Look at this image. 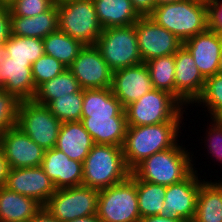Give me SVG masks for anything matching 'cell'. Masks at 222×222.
<instances>
[{"mask_svg":"<svg viewBox=\"0 0 222 222\" xmlns=\"http://www.w3.org/2000/svg\"><path fill=\"white\" fill-rule=\"evenodd\" d=\"M16 0H0V6L9 7L11 6Z\"/></svg>","mask_w":222,"mask_h":222,"instance_id":"c3c4849f","label":"cell"},{"mask_svg":"<svg viewBox=\"0 0 222 222\" xmlns=\"http://www.w3.org/2000/svg\"><path fill=\"white\" fill-rule=\"evenodd\" d=\"M177 1H181V0H155V4L156 6L162 5V4H167V3H174Z\"/></svg>","mask_w":222,"mask_h":222,"instance_id":"7dc6e473","label":"cell"},{"mask_svg":"<svg viewBox=\"0 0 222 222\" xmlns=\"http://www.w3.org/2000/svg\"><path fill=\"white\" fill-rule=\"evenodd\" d=\"M218 74L222 75V51H221V56L219 60Z\"/></svg>","mask_w":222,"mask_h":222,"instance_id":"681fc988","label":"cell"},{"mask_svg":"<svg viewBox=\"0 0 222 222\" xmlns=\"http://www.w3.org/2000/svg\"><path fill=\"white\" fill-rule=\"evenodd\" d=\"M68 69L82 89L111 88L113 71L95 45H84Z\"/></svg>","mask_w":222,"mask_h":222,"instance_id":"4fadbf2b","label":"cell"},{"mask_svg":"<svg viewBox=\"0 0 222 222\" xmlns=\"http://www.w3.org/2000/svg\"><path fill=\"white\" fill-rule=\"evenodd\" d=\"M81 122L94 144L122 147L128 127L126 117H81Z\"/></svg>","mask_w":222,"mask_h":222,"instance_id":"44dd1931","label":"cell"},{"mask_svg":"<svg viewBox=\"0 0 222 222\" xmlns=\"http://www.w3.org/2000/svg\"><path fill=\"white\" fill-rule=\"evenodd\" d=\"M10 27L12 35L44 39L58 30L57 2L33 17L10 16Z\"/></svg>","mask_w":222,"mask_h":222,"instance_id":"603a6c76","label":"cell"},{"mask_svg":"<svg viewBox=\"0 0 222 222\" xmlns=\"http://www.w3.org/2000/svg\"><path fill=\"white\" fill-rule=\"evenodd\" d=\"M153 89L145 63L113 71L111 91L125 109Z\"/></svg>","mask_w":222,"mask_h":222,"instance_id":"e0dca14e","label":"cell"},{"mask_svg":"<svg viewBox=\"0 0 222 222\" xmlns=\"http://www.w3.org/2000/svg\"><path fill=\"white\" fill-rule=\"evenodd\" d=\"M137 42L143 63L175 54L183 43L170 31L157 25L149 16L136 22Z\"/></svg>","mask_w":222,"mask_h":222,"instance_id":"7c38bea8","label":"cell"},{"mask_svg":"<svg viewBox=\"0 0 222 222\" xmlns=\"http://www.w3.org/2000/svg\"><path fill=\"white\" fill-rule=\"evenodd\" d=\"M41 167L56 189L82 185L83 163L69 159L55 147L45 150Z\"/></svg>","mask_w":222,"mask_h":222,"instance_id":"d6986e66","label":"cell"},{"mask_svg":"<svg viewBox=\"0 0 222 222\" xmlns=\"http://www.w3.org/2000/svg\"><path fill=\"white\" fill-rule=\"evenodd\" d=\"M197 1L206 2V3H208V4L211 2V0H197Z\"/></svg>","mask_w":222,"mask_h":222,"instance_id":"f907efd6","label":"cell"},{"mask_svg":"<svg viewBox=\"0 0 222 222\" xmlns=\"http://www.w3.org/2000/svg\"><path fill=\"white\" fill-rule=\"evenodd\" d=\"M28 222H61L57 218H54L44 207L28 221Z\"/></svg>","mask_w":222,"mask_h":222,"instance_id":"b9f144b4","label":"cell"},{"mask_svg":"<svg viewBox=\"0 0 222 222\" xmlns=\"http://www.w3.org/2000/svg\"><path fill=\"white\" fill-rule=\"evenodd\" d=\"M5 187L11 191L34 199L42 207L56 191L53 182L45 174L41 166L10 168Z\"/></svg>","mask_w":222,"mask_h":222,"instance_id":"2e32d148","label":"cell"},{"mask_svg":"<svg viewBox=\"0 0 222 222\" xmlns=\"http://www.w3.org/2000/svg\"><path fill=\"white\" fill-rule=\"evenodd\" d=\"M139 222H184V221L177 217H164L162 215H152L141 218Z\"/></svg>","mask_w":222,"mask_h":222,"instance_id":"ee69618b","label":"cell"},{"mask_svg":"<svg viewBox=\"0 0 222 222\" xmlns=\"http://www.w3.org/2000/svg\"><path fill=\"white\" fill-rule=\"evenodd\" d=\"M209 7V28L222 35V0H211Z\"/></svg>","mask_w":222,"mask_h":222,"instance_id":"f35d334b","label":"cell"},{"mask_svg":"<svg viewBox=\"0 0 222 222\" xmlns=\"http://www.w3.org/2000/svg\"><path fill=\"white\" fill-rule=\"evenodd\" d=\"M9 169V165L4 158L3 151L0 146V187L5 186Z\"/></svg>","mask_w":222,"mask_h":222,"instance_id":"7bdbcfd3","label":"cell"},{"mask_svg":"<svg viewBox=\"0 0 222 222\" xmlns=\"http://www.w3.org/2000/svg\"><path fill=\"white\" fill-rule=\"evenodd\" d=\"M196 169L197 167L182 181L166 186L163 210L160 215L177 217L184 222L193 221L199 188L204 180Z\"/></svg>","mask_w":222,"mask_h":222,"instance_id":"8fae6325","label":"cell"},{"mask_svg":"<svg viewBox=\"0 0 222 222\" xmlns=\"http://www.w3.org/2000/svg\"><path fill=\"white\" fill-rule=\"evenodd\" d=\"M92 116L126 117V112L111 88L84 89L82 117Z\"/></svg>","mask_w":222,"mask_h":222,"instance_id":"4316f807","label":"cell"},{"mask_svg":"<svg viewBox=\"0 0 222 222\" xmlns=\"http://www.w3.org/2000/svg\"><path fill=\"white\" fill-rule=\"evenodd\" d=\"M206 79L218 73L222 51V35L208 28L183 43Z\"/></svg>","mask_w":222,"mask_h":222,"instance_id":"ac0fdd59","label":"cell"},{"mask_svg":"<svg viewBox=\"0 0 222 222\" xmlns=\"http://www.w3.org/2000/svg\"><path fill=\"white\" fill-rule=\"evenodd\" d=\"M11 35L9 7L0 6V48Z\"/></svg>","mask_w":222,"mask_h":222,"instance_id":"ab89813d","label":"cell"},{"mask_svg":"<svg viewBox=\"0 0 222 222\" xmlns=\"http://www.w3.org/2000/svg\"><path fill=\"white\" fill-rule=\"evenodd\" d=\"M175 56V98L188 110L201 95L205 78L189 50L182 45Z\"/></svg>","mask_w":222,"mask_h":222,"instance_id":"9a60e30c","label":"cell"},{"mask_svg":"<svg viewBox=\"0 0 222 222\" xmlns=\"http://www.w3.org/2000/svg\"><path fill=\"white\" fill-rule=\"evenodd\" d=\"M97 215L101 222H139L136 178L132 174L125 181L99 191Z\"/></svg>","mask_w":222,"mask_h":222,"instance_id":"ba28073f","label":"cell"},{"mask_svg":"<svg viewBox=\"0 0 222 222\" xmlns=\"http://www.w3.org/2000/svg\"><path fill=\"white\" fill-rule=\"evenodd\" d=\"M217 179L202 181L193 222H222V178Z\"/></svg>","mask_w":222,"mask_h":222,"instance_id":"cb8c5ba5","label":"cell"},{"mask_svg":"<svg viewBox=\"0 0 222 222\" xmlns=\"http://www.w3.org/2000/svg\"><path fill=\"white\" fill-rule=\"evenodd\" d=\"M58 30L84 45H95L103 31L92 0L56 1Z\"/></svg>","mask_w":222,"mask_h":222,"instance_id":"8992f818","label":"cell"},{"mask_svg":"<svg viewBox=\"0 0 222 222\" xmlns=\"http://www.w3.org/2000/svg\"><path fill=\"white\" fill-rule=\"evenodd\" d=\"M84 89L79 92L60 96L52 100L47 107L62 123L81 121Z\"/></svg>","mask_w":222,"mask_h":222,"instance_id":"836d02e7","label":"cell"},{"mask_svg":"<svg viewBox=\"0 0 222 222\" xmlns=\"http://www.w3.org/2000/svg\"><path fill=\"white\" fill-rule=\"evenodd\" d=\"M136 190L141 218L160 215L163 210L166 186L136 179Z\"/></svg>","mask_w":222,"mask_h":222,"instance_id":"1f68e13d","label":"cell"},{"mask_svg":"<svg viewBox=\"0 0 222 222\" xmlns=\"http://www.w3.org/2000/svg\"><path fill=\"white\" fill-rule=\"evenodd\" d=\"M211 122L207 124L205 131L204 146L209 155L222 164V119H210Z\"/></svg>","mask_w":222,"mask_h":222,"instance_id":"8d00e7d4","label":"cell"},{"mask_svg":"<svg viewBox=\"0 0 222 222\" xmlns=\"http://www.w3.org/2000/svg\"><path fill=\"white\" fill-rule=\"evenodd\" d=\"M5 57V51L2 48H0V64L2 63V61L4 60ZM4 87V81L2 80V77L0 76V88Z\"/></svg>","mask_w":222,"mask_h":222,"instance_id":"bcb514c9","label":"cell"},{"mask_svg":"<svg viewBox=\"0 0 222 222\" xmlns=\"http://www.w3.org/2000/svg\"><path fill=\"white\" fill-rule=\"evenodd\" d=\"M20 101L0 88V134L16 126Z\"/></svg>","mask_w":222,"mask_h":222,"instance_id":"d590c367","label":"cell"},{"mask_svg":"<svg viewBox=\"0 0 222 222\" xmlns=\"http://www.w3.org/2000/svg\"><path fill=\"white\" fill-rule=\"evenodd\" d=\"M44 53L54 57L67 68L76 59L80 50L84 47L80 41L57 30L43 39Z\"/></svg>","mask_w":222,"mask_h":222,"instance_id":"83f0119b","label":"cell"},{"mask_svg":"<svg viewBox=\"0 0 222 222\" xmlns=\"http://www.w3.org/2000/svg\"><path fill=\"white\" fill-rule=\"evenodd\" d=\"M92 1L103 29L133 25L141 17L134 9L131 0Z\"/></svg>","mask_w":222,"mask_h":222,"instance_id":"484cf974","label":"cell"},{"mask_svg":"<svg viewBox=\"0 0 222 222\" xmlns=\"http://www.w3.org/2000/svg\"><path fill=\"white\" fill-rule=\"evenodd\" d=\"M186 108L168 92L152 89L125 108L128 126H148L184 119Z\"/></svg>","mask_w":222,"mask_h":222,"instance_id":"5b68a950","label":"cell"},{"mask_svg":"<svg viewBox=\"0 0 222 222\" xmlns=\"http://www.w3.org/2000/svg\"><path fill=\"white\" fill-rule=\"evenodd\" d=\"M94 142L81 121L61 124L55 148L61 150L69 159L84 162Z\"/></svg>","mask_w":222,"mask_h":222,"instance_id":"7402d4cb","label":"cell"},{"mask_svg":"<svg viewBox=\"0 0 222 222\" xmlns=\"http://www.w3.org/2000/svg\"><path fill=\"white\" fill-rule=\"evenodd\" d=\"M67 69L60 61L46 54L38 58L31 66L35 88L55 78Z\"/></svg>","mask_w":222,"mask_h":222,"instance_id":"e575fe53","label":"cell"},{"mask_svg":"<svg viewBox=\"0 0 222 222\" xmlns=\"http://www.w3.org/2000/svg\"><path fill=\"white\" fill-rule=\"evenodd\" d=\"M183 145H185L183 142H178L172 148L149 156L139 163L131 174L136 179L165 186L182 181L195 170L196 166V160L193 159H196L194 152Z\"/></svg>","mask_w":222,"mask_h":222,"instance_id":"7a4b0ae2","label":"cell"},{"mask_svg":"<svg viewBox=\"0 0 222 222\" xmlns=\"http://www.w3.org/2000/svg\"><path fill=\"white\" fill-rule=\"evenodd\" d=\"M131 3L141 17L149 16L156 7L155 0H131Z\"/></svg>","mask_w":222,"mask_h":222,"instance_id":"60d3db41","label":"cell"},{"mask_svg":"<svg viewBox=\"0 0 222 222\" xmlns=\"http://www.w3.org/2000/svg\"><path fill=\"white\" fill-rule=\"evenodd\" d=\"M99 191L85 185L60 188L43 206L54 218L68 222L97 214Z\"/></svg>","mask_w":222,"mask_h":222,"instance_id":"30bf717a","label":"cell"},{"mask_svg":"<svg viewBox=\"0 0 222 222\" xmlns=\"http://www.w3.org/2000/svg\"><path fill=\"white\" fill-rule=\"evenodd\" d=\"M3 49L5 55L10 57L12 61L30 62L31 64L45 54L43 39L12 34L4 43Z\"/></svg>","mask_w":222,"mask_h":222,"instance_id":"f546056e","label":"cell"},{"mask_svg":"<svg viewBox=\"0 0 222 222\" xmlns=\"http://www.w3.org/2000/svg\"><path fill=\"white\" fill-rule=\"evenodd\" d=\"M149 17L182 43L209 28L208 3L181 0L156 6Z\"/></svg>","mask_w":222,"mask_h":222,"instance_id":"3957f363","label":"cell"},{"mask_svg":"<svg viewBox=\"0 0 222 222\" xmlns=\"http://www.w3.org/2000/svg\"><path fill=\"white\" fill-rule=\"evenodd\" d=\"M0 146L9 168L39 167L42 164L45 150L17 126L0 134Z\"/></svg>","mask_w":222,"mask_h":222,"instance_id":"5bb4252c","label":"cell"},{"mask_svg":"<svg viewBox=\"0 0 222 222\" xmlns=\"http://www.w3.org/2000/svg\"><path fill=\"white\" fill-rule=\"evenodd\" d=\"M68 222H101L97 214L73 219Z\"/></svg>","mask_w":222,"mask_h":222,"instance_id":"f6af8a7d","label":"cell"},{"mask_svg":"<svg viewBox=\"0 0 222 222\" xmlns=\"http://www.w3.org/2000/svg\"><path fill=\"white\" fill-rule=\"evenodd\" d=\"M81 89L77 79L67 68L55 78L41 84L37 88L33 100L38 104L47 106L52 100L58 99L60 96L79 92Z\"/></svg>","mask_w":222,"mask_h":222,"instance_id":"f1b7e54d","label":"cell"},{"mask_svg":"<svg viewBox=\"0 0 222 222\" xmlns=\"http://www.w3.org/2000/svg\"><path fill=\"white\" fill-rule=\"evenodd\" d=\"M95 46L112 71L143 63L137 42L136 23L103 29Z\"/></svg>","mask_w":222,"mask_h":222,"instance_id":"52a82bcc","label":"cell"},{"mask_svg":"<svg viewBox=\"0 0 222 222\" xmlns=\"http://www.w3.org/2000/svg\"><path fill=\"white\" fill-rule=\"evenodd\" d=\"M41 207L30 197L0 187V222H28Z\"/></svg>","mask_w":222,"mask_h":222,"instance_id":"d4e9b609","label":"cell"},{"mask_svg":"<svg viewBox=\"0 0 222 222\" xmlns=\"http://www.w3.org/2000/svg\"><path fill=\"white\" fill-rule=\"evenodd\" d=\"M31 66L30 62L12 61L6 55L0 64V76L4 81L2 89L20 102L33 100L36 94Z\"/></svg>","mask_w":222,"mask_h":222,"instance_id":"ffe728a7","label":"cell"},{"mask_svg":"<svg viewBox=\"0 0 222 222\" xmlns=\"http://www.w3.org/2000/svg\"><path fill=\"white\" fill-rule=\"evenodd\" d=\"M185 120L172 119L170 122L148 126H128L122 145L126 166L132 171L149 156L174 147L182 135ZM183 122V123H182Z\"/></svg>","mask_w":222,"mask_h":222,"instance_id":"6da1fadb","label":"cell"},{"mask_svg":"<svg viewBox=\"0 0 222 222\" xmlns=\"http://www.w3.org/2000/svg\"><path fill=\"white\" fill-rule=\"evenodd\" d=\"M56 0H16L9 6L10 16L33 17L47 11Z\"/></svg>","mask_w":222,"mask_h":222,"instance_id":"74e56055","label":"cell"},{"mask_svg":"<svg viewBox=\"0 0 222 222\" xmlns=\"http://www.w3.org/2000/svg\"><path fill=\"white\" fill-rule=\"evenodd\" d=\"M130 174L122 147L94 144L83 162L82 185L100 191L125 181Z\"/></svg>","mask_w":222,"mask_h":222,"instance_id":"277c9868","label":"cell"},{"mask_svg":"<svg viewBox=\"0 0 222 222\" xmlns=\"http://www.w3.org/2000/svg\"><path fill=\"white\" fill-rule=\"evenodd\" d=\"M153 89L168 92L175 97V56L156 57L147 62Z\"/></svg>","mask_w":222,"mask_h":222,"instance_id":"4dcf8cb0","label":"cell"},{"mask_svg":"<svg viewBox=\"0 0 222 222\" xmlns=\"http://www.w3.org/2000/svg\"><path fill=\"white\" fill-rule=\"evenodd\" d=\"M194 104L208 110L210 119H222V75L217 73L205 79L203 91L191 108Z\"/></svg>","mask_w":222,"mask_h":222,"instance_id":"d6a6232c","label":"cell"},{"mask_svg":"<svg viewBox=\"0 0 222 222\" xmlns=\"http://www.w3.org/2000/svg\"><path fill=\"white\" fill-rule=\"evenodd\" d=\"M61 124L46 105L34 100L20 102L16 126L44 150L55 147Z\"/></svg>","mask_w":222,"mask_h":222,"instance_id":"9c48e42d","label":"cell"}]
</instances>
